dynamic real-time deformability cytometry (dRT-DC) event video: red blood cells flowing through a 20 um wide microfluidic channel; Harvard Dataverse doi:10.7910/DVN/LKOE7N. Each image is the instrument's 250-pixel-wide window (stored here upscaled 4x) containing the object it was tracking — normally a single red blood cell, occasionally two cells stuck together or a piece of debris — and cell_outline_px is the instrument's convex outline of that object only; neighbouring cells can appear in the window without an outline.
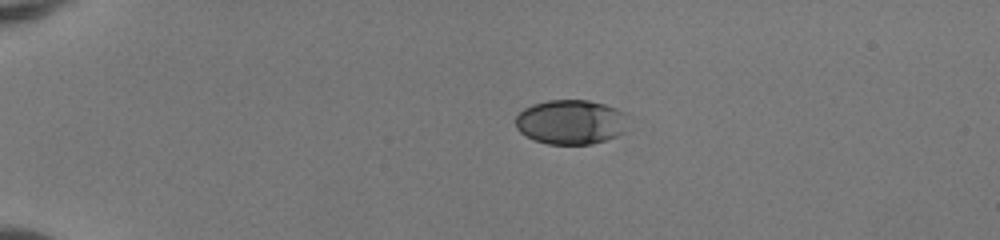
{"species": "human", "species_latin": "Homo sapiens", "temperature_condition": "room temperature", "stored_images_in_passage": 40, "camera_frame_rate_fps": 3000, "um_per_image_px": 0.085, "donor": {"sex": "female"}, "frame": {"image": 1, "passage_image": 1, "time_ms": 0.0, "image_size_px": [1000, 240], "cell_outline_px": [[624, 132], [616, 136], [592, 144], [548, 144], [532, 140], [520, 132], [516, 128], [516, 116], [524, 108], [532, 104], [548, 100], [588, 100], [604, 104], [616, 108], [624, 112]], "centroid_in_image_um": [48.46, 10.37], "position_along_channel_um": 36.5, "area_um2": 29.13}}
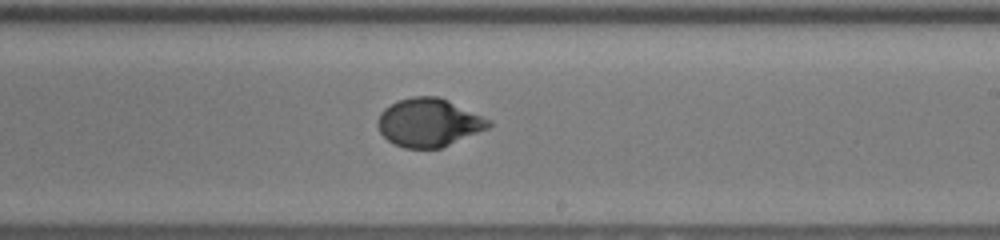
{"frame": {"image": 2, "passage_image": 22, "time_ms": 7.0, "image_size_px": [1000, 240], "cell_outline_px": [[492, 124], [488, 128], [440, 148], [404, 148], [388, 140], [380, 132], [376, 124], [376, 120], [380, 112], [384, 108], [400, 100], [412, 96], [436, 96], [448, 100], [492, 120]], "centroid_in_image_um": [36.43, 10.41], "position_along_channel_um": 252.6, "area_um2": 31.04}}
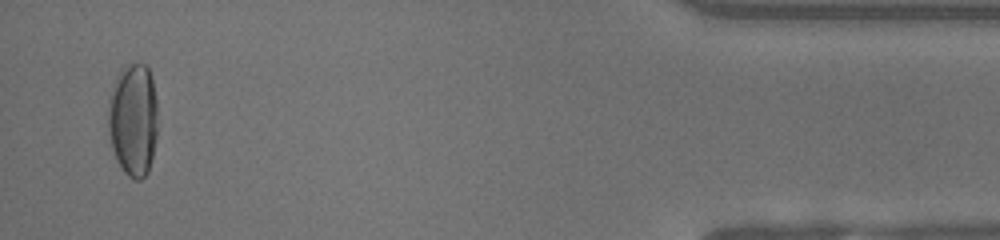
{"frame": {"image": 3, "passage_image": 39, "time_ms": 12.667, "image_size_px": [1000, 240], "cell_outline_px": [[156, 136], [152, 160], [148, 172], [140, 180], [132, 180], [124, 172], [116, 160], [112, 148], [108, 128], [108, 108], [112, 92], [120, 72], [124, 64], [148, 64], [152, 76], [156, 100]], "centroid_in_image_um": [11.33, 10.2], "position_along_channel_um": 423.9, "area_um2": 32.6}, "authors_computed_cell_mechanics": {"area_um2": 30.8652, "velocity_mm_per_s": 4.1068, "shape_relaxation_time_tau1_ms": 4.7223, "shape_relaxation_time_tau2_ms": null, "deformation_change_tau1": 0.1964, "deformation_change_tau2": null}}